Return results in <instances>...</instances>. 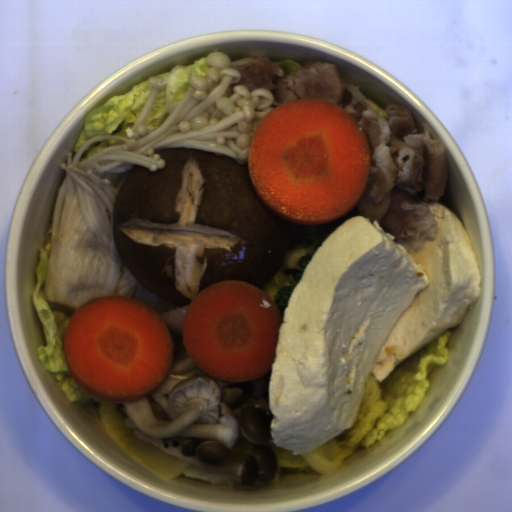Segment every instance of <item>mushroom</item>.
<instances>
[{
	"instance_id": "1",
	"label": "mushroom",
	"mask_w": 512,
	"mask_h": 512,
	"mask_svg": "<svg viewBox=\"0 0 512 512\" xmlns=\"http://www.w3.org/2000/svg\"><path fill=\"white\" fill-rule=\"evenodd\" d=\"M165 166H134L113 209V239L137 289L179 307L210 285L246 281L263 289L292 249L315 252L357 207L321 225L290 222L265 206L231 156L155 149Z\"/></svg>"
}]
</instances>
